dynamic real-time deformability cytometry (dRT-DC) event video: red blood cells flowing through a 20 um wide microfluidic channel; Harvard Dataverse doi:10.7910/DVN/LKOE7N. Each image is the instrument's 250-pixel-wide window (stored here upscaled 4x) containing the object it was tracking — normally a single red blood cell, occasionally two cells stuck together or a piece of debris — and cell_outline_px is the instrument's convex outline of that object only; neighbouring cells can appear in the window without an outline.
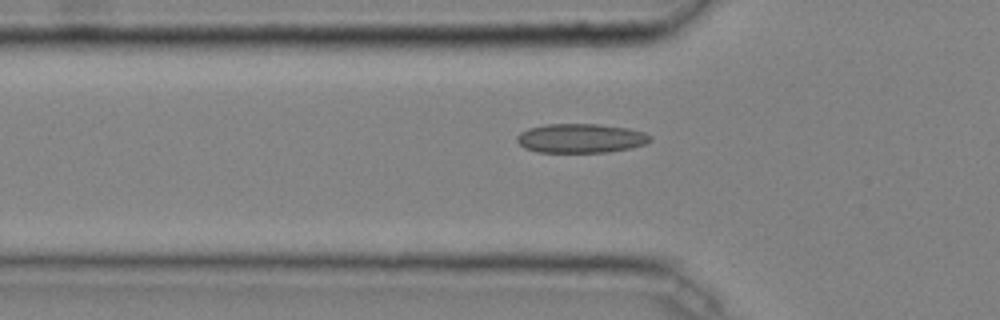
{"species": "common noctule bat (a hibernating species)", "species_latin": "Nyctalus noctula", "temperature_condition": "cold", "stored_images_in_passage": 44, "camera_frame_rate_fps": 3000, "um_per_image_px": 0.085, "animal": {"sex": "male", "body_mass_g": 20.4}, "frame": {"image": 1, "passage_image": 16, "time_ms": 5.0, "image_size_px": [1000, 320], "cell_outline_px": [[652, 140], [644, 144], [632, 148], [608, 152], [536, 152], [524, 148], [516, 140], [516, 136], [520, 132], [528, 128], [544, 124], [600, 124], [628, 128], [644, 132], [652, 136]], "centroid_in_image_um": [49.36, 11.75], "position_along_channel_um": 76.4, "area_um2": 22.89}}
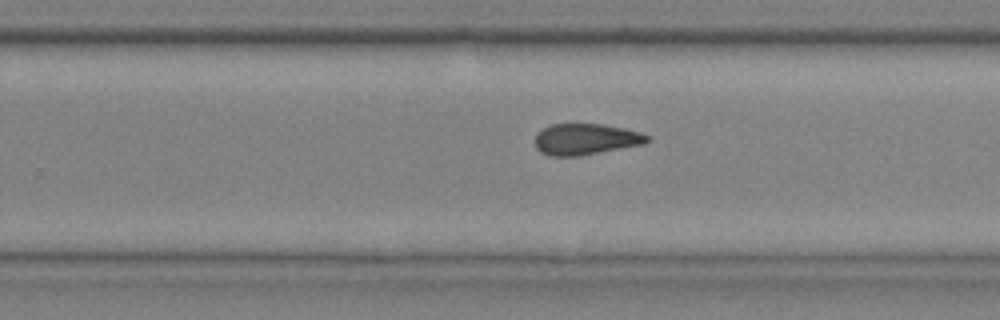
{"frame": {"image": 2, "passage_image": 31, "time_ms": 10.0, "image_size_px": [1000, 320], "cell_outline_px": [[652, 140], [644, 144], [580, 156], [548, 156], [540, 152], [536, 148], [536, 132], [552, 124], [604, 124], [624, 128], [640, 132], [648, 136]], "centroid_in_image_um": [49.79, 11.84], "position_along_channel_um": 280.0, "area_um2": 20.52}}
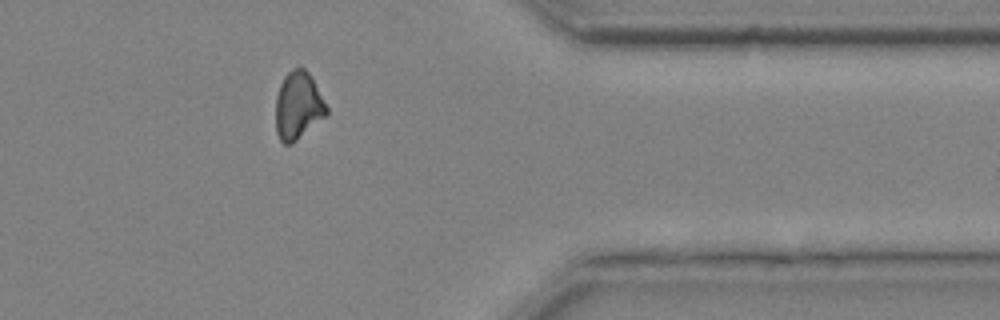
{"frame": {"image": 3, "passage_image": 40, "time_ms": 13.0, "image_size_px": [1000, 320], "cell_outline_px": [[328, 112], [324, 116], [292, 144], [284, 144], [280, 140], [276, 132], [276, 96], [280, 84], [284, 76], [292, 68], [300, 64], [312, 76], [328, 108]], "centroid_in_image_um": [25.32, 8.93], "position_along_channel_um": 386.1, "area_um2": 20.11}, "authors_computed_cell_mechanics": {"area_um2": 21.1548, "velocity_mm_per_s": 4.0662, "shape_relaxation_time_tau1_ms": null, "shape_relaxation_time_tau2_ms": 2.4324, "deformation_change_tau1": null, "deformation_change_tau2": 0.08}}